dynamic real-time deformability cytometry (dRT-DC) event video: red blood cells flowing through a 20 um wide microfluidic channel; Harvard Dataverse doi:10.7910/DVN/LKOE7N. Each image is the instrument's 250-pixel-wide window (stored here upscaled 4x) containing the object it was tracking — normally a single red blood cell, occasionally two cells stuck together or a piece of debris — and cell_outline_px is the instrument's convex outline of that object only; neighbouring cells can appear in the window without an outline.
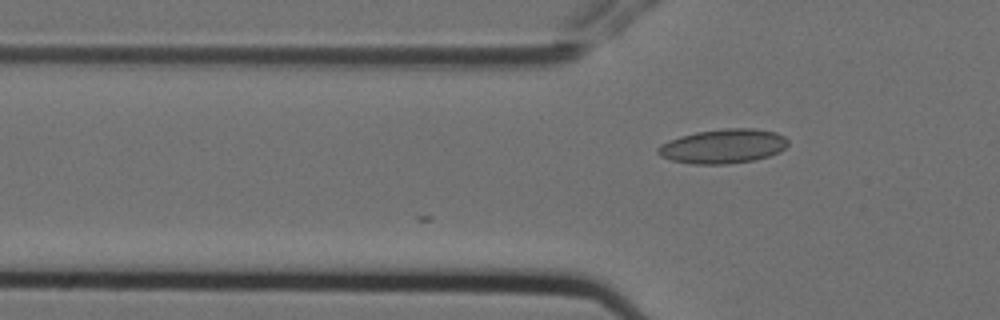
{"species": "Egyptian fruit bat (a non-hibernating species)", "species_latin": "Rousettus aegyptiacus", "temperature_condition": "cold", "stored_images_in_passage": 6, "camera_frame_rate_fps": 3000, "um_per_image_px": 0.085, "animal": {"sex": "female"}, "frame": {"image": 1, "passage_image": 5, "time_ms": 1.333, "image_size_px": [1000, 320], "cell_outline_px": [[788, 144], [780, 152], [768, 156], [752, 160], [728, 164], [692, 164], [672, 160], [660, 156], [656, 152], [656, 148], [660, 144], [668, 140], [680, 136], [696, 132], [724, 128], [756, 128], [776, 132], [784, 136], [788, 140]], "centroid_in_image_um": [61.45, 12.42], "position_along_channel_um": 64.4, "area_um2": 26.18}}
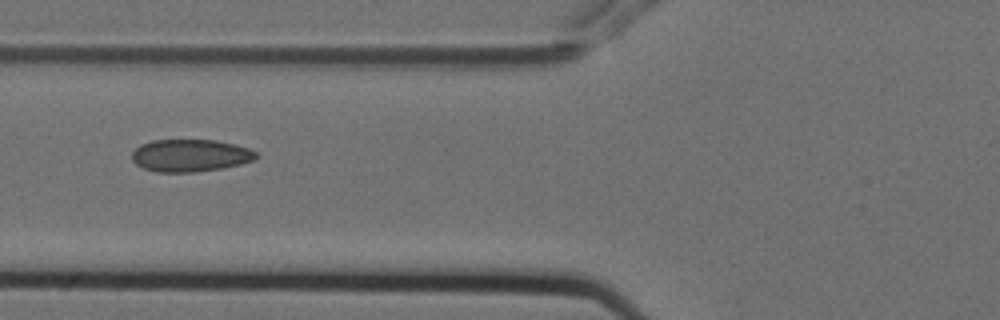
{"frame": {"image": 2, "passage_image": 6, "time_ms": 1.667, "image_size_px": [1000, 320], "cell_outline_px": [[260, 156], [256, 160], [240, 164], [220, 168], [192, 172], [156, 172], [144, 168], [136, 164], [132, 160], [132, 152], [140, 144], [152, 140], [216, 140], [236, 144], [248, 148], [256, 152]], "centroid_in_image_um": [16.19, 13.21], "position_along_channel_um": 109.6, "area_um2": 23.52}}